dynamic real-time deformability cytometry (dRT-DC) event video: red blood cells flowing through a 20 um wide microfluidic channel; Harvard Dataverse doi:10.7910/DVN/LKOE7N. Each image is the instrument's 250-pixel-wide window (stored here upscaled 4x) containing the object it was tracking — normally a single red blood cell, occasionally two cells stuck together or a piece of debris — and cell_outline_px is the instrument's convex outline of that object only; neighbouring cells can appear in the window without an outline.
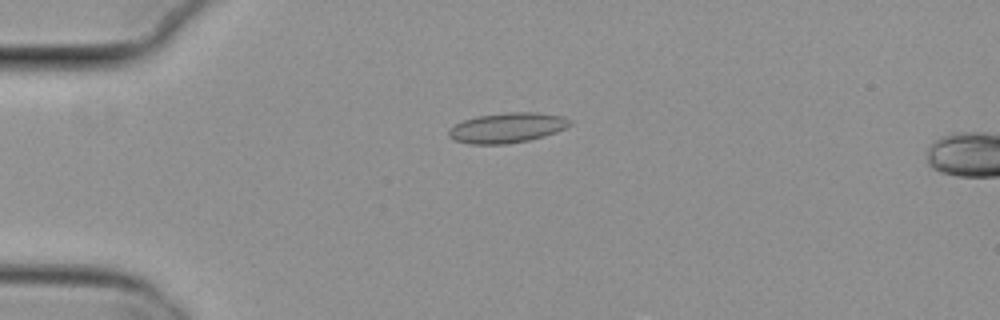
{"species": "common noctule bat (a hibernating species)", "species_latin": "Nyctalus noctula", "temperature_condition": "cold", "stored_images_in_passage": 6, "camera_frame_rate_fps": 3000, "um_per_image_px": 0.085, "animal": {"sex": "female", "body_mass_g": 29.2, "forearm_length_mm": 56.3}, "frame": {"image": 1, "passage_image": 2, "time_ms": 0.333, "image_size_px": [1000, 320], "cell_outline_px": [[572, 124], [556, 132], [544, 136], [528, 140], [504, 144], [468, 144], [452, 140], [448, 136], [448, 128], [464, 120], [476, 116], [504, 112], [536, 112], [564, 116], [572, 120]], "centroid_in_image_um": [43.09, 10.85], "position_along_channel_um": 41.9, "area_um2": 21.44}}